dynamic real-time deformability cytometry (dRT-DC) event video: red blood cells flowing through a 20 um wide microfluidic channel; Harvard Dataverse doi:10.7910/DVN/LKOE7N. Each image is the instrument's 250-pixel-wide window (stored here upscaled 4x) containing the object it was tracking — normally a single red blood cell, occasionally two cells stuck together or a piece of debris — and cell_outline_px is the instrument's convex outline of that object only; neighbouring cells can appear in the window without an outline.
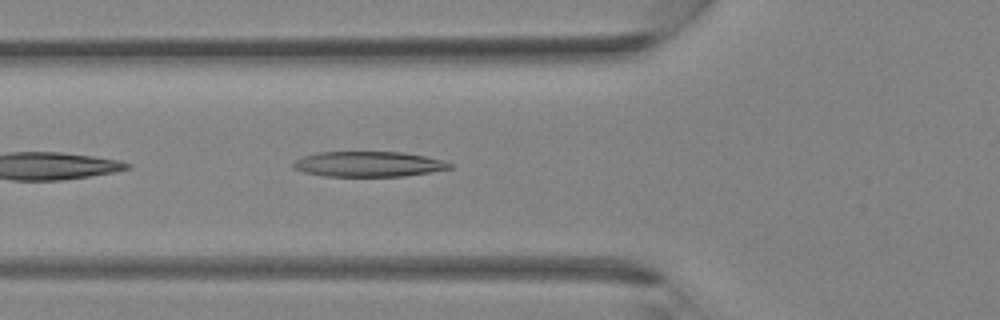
{"species": "Egyptian fruit bat (a non-hibernating species)", "species_latin": "Rousettus aegyptiacus", "temperature_condition": "room temperature", "stored_images_in_passage": 15, "camera_frame_rate_fps": 3000, "um_per_image_px": 0.085, "animal": {"sex": "female"}, "frame": {"image": 1, "passage_image": 3, "time_ms": 0.667, "image_size_px": [1000, 320], "cell_outline_px": [[452, 168], [404, 176], [324, 176], [304, 172], [292, 168], [292, 164], [296, 160], [304, 156], [316, 152], [400, 152], [424, 156], [440, 160], [452, 164]], "centroid_in_image_um": [31.26, 13.95], "position_along_channel_um": 94.5, "area_um2": 22.83}}